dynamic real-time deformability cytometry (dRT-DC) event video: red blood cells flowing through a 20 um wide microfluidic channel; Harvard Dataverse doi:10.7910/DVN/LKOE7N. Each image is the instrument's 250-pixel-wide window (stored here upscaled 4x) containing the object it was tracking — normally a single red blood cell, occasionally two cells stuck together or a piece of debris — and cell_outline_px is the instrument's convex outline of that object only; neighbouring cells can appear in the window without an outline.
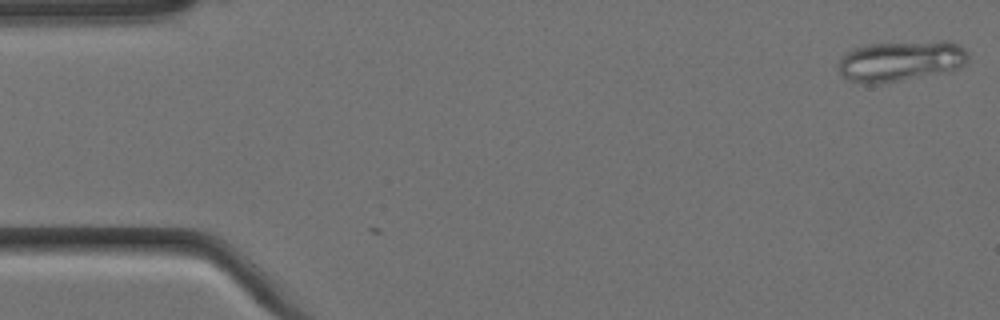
{"species": "Egyptian fruit bat (a non-hibernating species)", "species_latin": "Rousettus aegyptiacus", "temperature_condition": "cold", "stored_images_in_passage": 2, "camera_frame_rate_fps": 3000, "um_per_image_px": 0.085, "animal": {"sex": "female"}, "frame": {"image": 1, "passage_image": 2, "time_ms": 0.333, "image_size_px": [1000, 320], "cell_outline_px": [[968, 60], [964, 64], [956, 68], [880, 84], [864, 84], [848, 80], [840, 76], [840, 60], [852, 48], [864, 44], [940, 40], [948, 40], [960, 44], [968, 52]], "centroid_in_image_um": [76.54, 5.15], "position_along_channel_um": 8.5, "area_um2": 30.58}}